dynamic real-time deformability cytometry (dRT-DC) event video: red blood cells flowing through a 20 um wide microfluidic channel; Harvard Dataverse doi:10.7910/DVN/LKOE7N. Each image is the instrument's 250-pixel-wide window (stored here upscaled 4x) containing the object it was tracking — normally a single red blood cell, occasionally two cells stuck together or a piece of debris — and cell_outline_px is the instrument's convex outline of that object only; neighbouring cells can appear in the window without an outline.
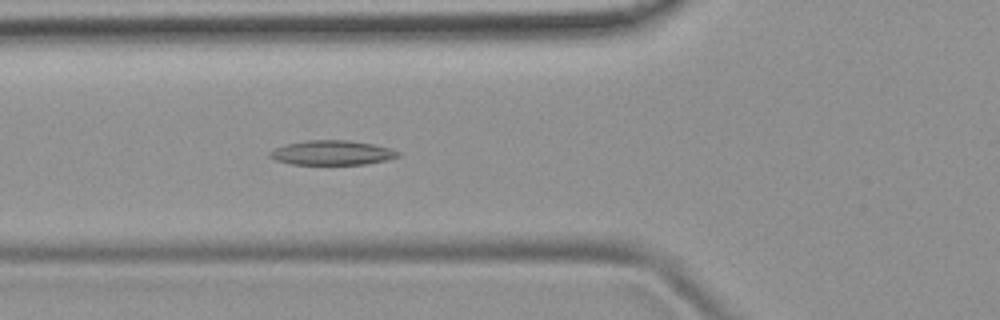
{"species": "common noctule bat (a hibernating species)", "species_latin": "Nyctalus noctula", "temperature_condition": "room temperature", "stored_images_in_passage": 50, "camera_frame_rate_fps": 3000, "um_per_image_px": 0.085, "animal": {"sex": "female", "body_mass_g": 19.9}, "frame": {"image": 1, "passage_image": 17, "time_ms": 5.333, "image_size_px": [1000, 320], "cell_outline_px": [[400, 156], [388, 160], [364, 164], [288, 164], [276, 160], [268, 156], [268, 152], [276, 148], [288, 144], [304, 140], [348, 140], [372, 144], [392, 148], [400, 152]], "centroid_in_image_um": [28.24, 12.98], "position_along_channel_um": 97.6, "area_um2": 18.38}}
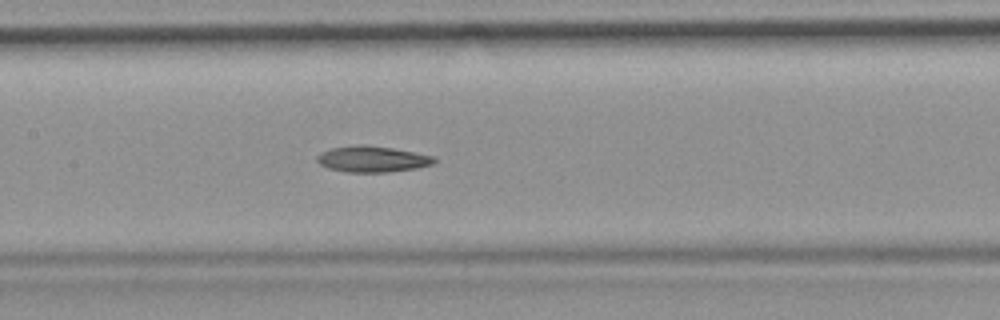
{"frame": {"image": 2, "passage_image": 23, "time_ms": 7.333, "image_size_px": [1000, 320], "cell_outline_px": [[436, 160], [432, 164], [416, 168], [388, 172], [344, 172], [328, 168], [320, 164], [316, 160], [316, 156], [332, 148], [392, 148], [432, 156]], "centroid_in_image_um": [31.66, 13.59], "position_along_channel_um": 175.7, "area_um2": 16.65}}
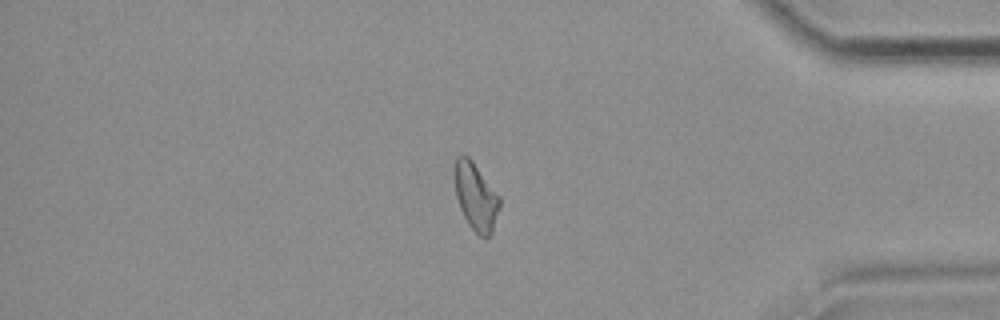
{"frame": {"image": 3, "passage_image": 42, "time_ms": 13.667, "image_size_px": [1000, 320], "cell_outline_px": [[500, 208], [492, 232], [488, 236], [480, 236], [468, 224], [460, 208], [456, 196], [456, 156], [468, 156], [472, 160], [500, 196]], "centroid_in_image_um": [40.48, 16.73], "position_along_channel_um": 394.7, "area_um2": 17.28}}